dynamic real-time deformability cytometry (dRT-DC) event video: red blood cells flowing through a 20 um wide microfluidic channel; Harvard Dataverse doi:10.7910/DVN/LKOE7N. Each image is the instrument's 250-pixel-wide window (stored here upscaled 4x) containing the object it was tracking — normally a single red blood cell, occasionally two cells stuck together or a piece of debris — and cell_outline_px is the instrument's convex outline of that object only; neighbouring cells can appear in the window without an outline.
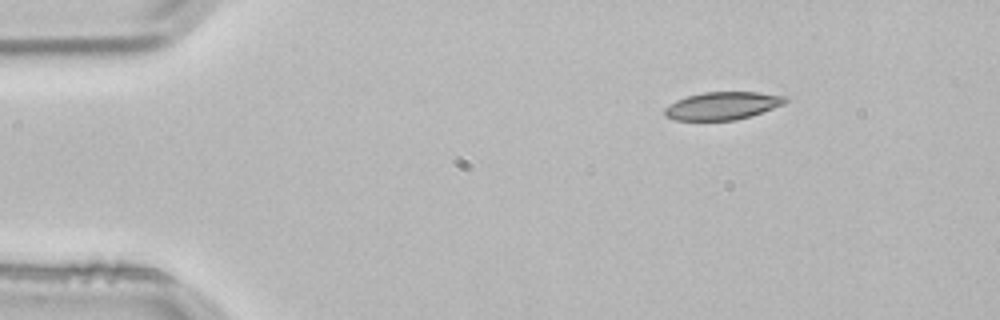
{"species": "common noctule bat (a hibernating species)", "species_latin": "Nyctalus noctula", "temperature_condition": "room temperature", "stored_images_in_passage": 3, "camera_frame_rate_fps": 3000, "um_per_image_px": 0.085, "animal": {"sex": "male", "body_mass_g": 21.5, "forearm_length_mm": 52.0}, "frame": {"image": 1, "passage_image": 1, "time_ms": 0.0, "image_size_px": [1000, 320], "cell_outline_px": [[788, 100], [784, 104], [736, 120], [676, 120], [664, 116], [664, 108], [668, 104], [676, 100], [688, 96], [704, 92], [756, 92], [788, 96]], "centroid_in_image_um": [61.38, 8.98], "position_along_channel_um": 23.6, "area_um2": 19.42}}